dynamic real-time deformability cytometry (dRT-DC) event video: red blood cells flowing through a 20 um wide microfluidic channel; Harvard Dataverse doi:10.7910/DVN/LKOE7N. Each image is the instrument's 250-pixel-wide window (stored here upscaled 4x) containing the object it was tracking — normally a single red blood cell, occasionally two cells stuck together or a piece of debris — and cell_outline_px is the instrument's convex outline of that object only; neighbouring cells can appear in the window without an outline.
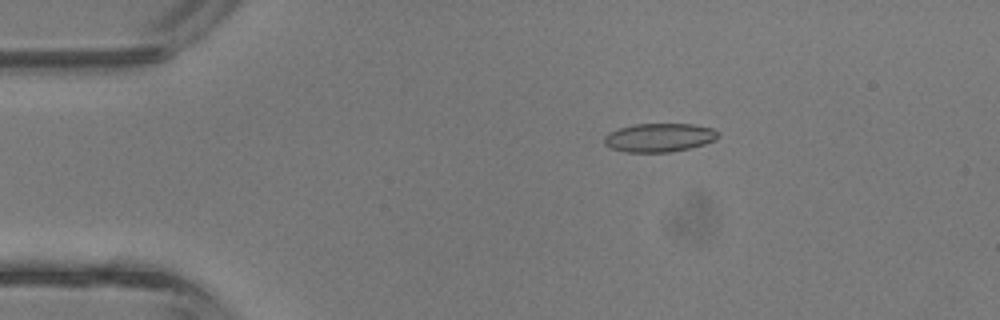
{"species": "common noctule bat (a hibernating species)", "species_latin": "Nyctalus noctula", "temperature_condition": "room temperature", "stored_images_in_passage": 3, "camera_frame_rate_fps": 3000, "um_per_image_px": 0.085, "animal": {"sex": "male", "body_mass_g": 13.3}, "frame": {"image": 1, "passage_image": 2, "time_ms": 0.333, "image_size_px": [1000, 320], "cell_outline_px": [[720, 136], [716, 140], [704, 144], [688, 148], [668, 152], [624, 152], [612, 148], [604, 144], [604, 136], [608, 132], [632, 124], [692, 124], [712, 128], [720, 132]], "centroid_in_image_um": [56.04, 11.69], "position_along_channel_um": 29.0, "area_um2": 19.07}}